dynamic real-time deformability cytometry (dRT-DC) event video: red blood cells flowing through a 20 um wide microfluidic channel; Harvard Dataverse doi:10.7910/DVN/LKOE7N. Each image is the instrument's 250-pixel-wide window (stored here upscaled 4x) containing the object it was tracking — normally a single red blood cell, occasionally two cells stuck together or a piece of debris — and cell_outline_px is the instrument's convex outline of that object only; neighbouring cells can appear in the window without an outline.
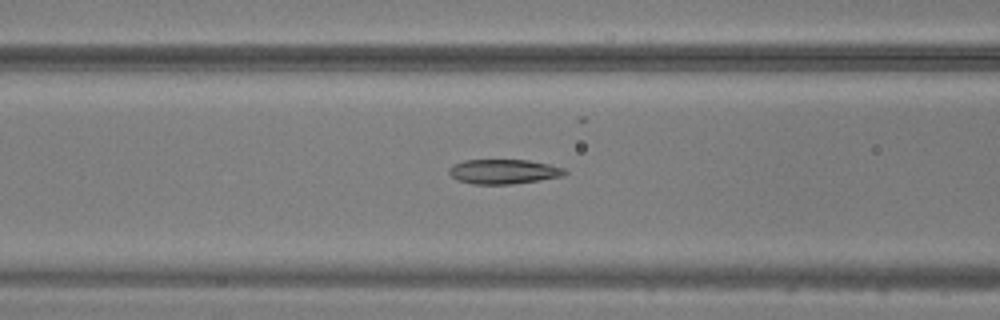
{"species": "common noctule bat (a hibernating species)", "species_latin": "Nyctalus noctula", "temperature_condition": "warm", "stored_images_in_passage": 42, "camera_frame_rate_fps": 3000, "um_per_image_px": 0.085, "animal": {"sex": "male", "body_mass_g": 20.5, "forearm_length_mm": 52.5}, "frame": {"image": 1, "passage_image": 20, "time_ms": 6.333, "image_size_px": [1000, 320], "cell_outline_px": [[568, 172], [564, 176], [540, 180], [512, 184], [472, 184], [456, 180], [448, 172], [448, 168], [452, 164], [464, 160], [528, 160], [548, 164], [564, 168]], "centroid_in_image_um": [42.79, 14.58], "position_along_channel_um": 123.8, "area_um2": 16.76}}
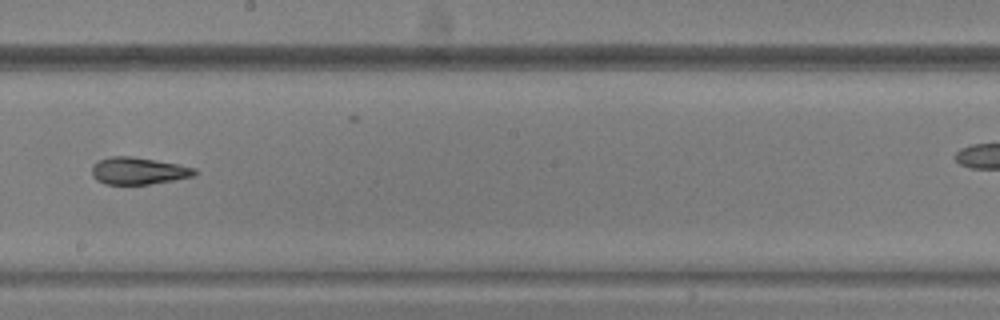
{"frame": {"image": 2, "passage_image": 28, "time_ms": 9.0, "image_size_px": [1000, 320], "cell_outline_px": [[196, 172], [192, 176], [172, 180], [148, 184], [104, 184], [96, 180], [92, 176], [92, 164], [108, 156], [132, 156], [176, 164], [196, 168]], "centroid_in_image_um": [11.69, 14.52], "position_along_channel_um": 236.5, "area_um2": 16.07}}
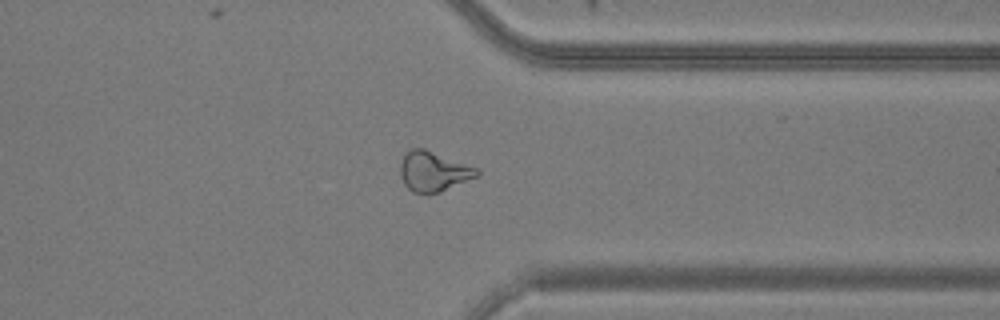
{"frame": {"image": 3, "passage_image": 38, "time_ms": 12.333, "image_size_px": [1000, 320], "cell_outline_px": [[480, 176], [440, 192], [412, 192], [404, 184], [400, 176], [400, 164], [404, 156], [412, 148], [424, 148], [480, 168]], "centroid_in_image_um": [36.9, 14.56], "position_along_channel_um": 374.5, "area_um2": 17.92}}